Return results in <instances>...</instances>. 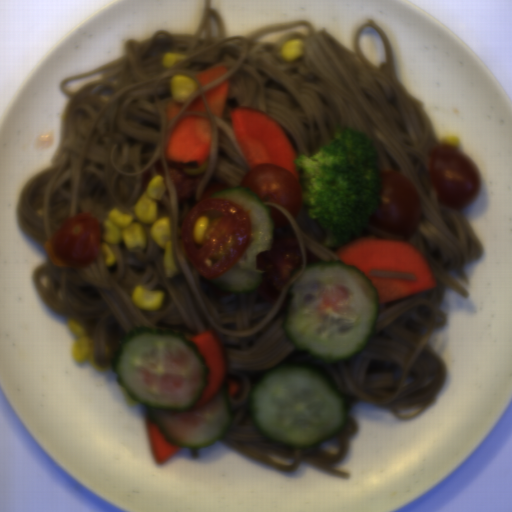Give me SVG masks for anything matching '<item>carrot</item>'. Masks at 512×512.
<instances>
[{
    "instance_id": "1",
    "label": "carrot",
    "mask_w": 512,
    "mask_h": 512,
    "mask_svg": "<svg viewBox=\"0 0 512 512\" xmlns=\"http://www.w3.org/2000/svg\"><path fill=\"white\" fill-rule=\"evenodd\" d=\"M336 255L345 264L365 272L377 289L380 304L437 286L431 263L406 241L366 236L339 249ZM376 268L413 274L418 281L375 277L370 271Z\"/></svg>"
},
{
    "instance_id": "2",
    "label": "carrot",
    "mask_w": 512,
    "mask_h": 512,
    "mask_svg": "<svg viewBox=\"0 0 512 512\" xmlns=\"http://www.w3.org/2000/svg\"><path fill=\"white\" fill-rule=\"evenodd\" d=\"M229 121L248 169L277 164L300 180L294 161L298 154L279 122L264 111L248 105L229 108Z\"/></svg>"
},
{
    "instance_id": "3",
    "label": "carrot",
    "mask_w": 512,
    "mask_h": 512,
    "mask_svg": "<svg viewBox=\"0 0 512 512\" xmlns=\"http://www.w3.org/2000/svg\"><path fill=\"white\" fill-rule=\"evenodd\" d=\"M209 118L185 115L173 127L165 148L166 162L182 169L200 168L211 152Z\"/></svg>"
},
{
    "instance_id": "4",
    "label": "carrot",
    "mask_w": 512,
    "mask_h": 512,
    "mask_svg": "<svg viewBox=\"0 0 512 512\" xmlns=\"http://www.w3.org/2000/svg\"><path fill=\"white\" fill-rule=\"evenodd\" d=\"M190 341L195 343L208 369L207 388L192 410H198L211 402L222 389L228 398L237 396L238 382L229 375L225 351L217 332L209 327L202 333L192 334Z\"/></svg>"
},
{
    "instance_id": "5",
    "label": "carrot",
    "mask_w": 512,
    "mask_h": 512,
    "mask_svg": "<svg viewBox=\"0 0 512 512\" xmlns=\"http://www.w3.org/2000/svg\"><path fill=\"white\" fill-rule=\"evenodd\" d=\"M145 426L156 463L168 461L180 450V446L169 444L163 439L157 425L148 417Z\"/></svg>"
},
{
    "instance_id": "6",
    "label": "carrot",
    "mask_w": 512,
    "mask_h": 512,
    "mask_svg": "<svg viewBox=\"0 0 512 512\" xmlns=\"http://www.w3.org/2000/svg\"><path fill=\"white\" fill-rule=\"evenodd\" d=\"M230 88V79L205 91V97L211 114L222 119Z\"/></svg>"
},
{
    "instance_id": "7",
    "label": "carrot",
    "mask_w": 512,
    "mask_h": 512,
    "mask_svg": "<svg viewBox=\"0 0 512 512\" xmlns=\"http://www.w3.org/2000/svg\"><path fill=\"white\" fill-rule=\"evenodd\" d=\"M228 68L227 66H216L213 68H209L205 71L200 72L196 75L200 85H205L210 83L211 81L215 80L225 72H227Z\"/></svg>"
},
{
    "instance_id": "8",
    "label": "carrot",
    "mask_w": 512,
    "mask_h": 512,
    "mask_svg": "<svg viewBox=\"0 0 512 512\" xmlns=\"http://www.w3.org/2000/svg\"><path fill=\"white\" fill-rule=\"evenodd\" d=\"M44 249H45V253L49 259V261L52 262L53 265H55L56 267H69V266H72L70 262H68L67 260H62L60 258L57 257V255L55 254L52 246H51V241H47L45 244H44Z\"/></svg>"
},
{
    "instance_id": "9",
    "label": "carrot",
    "mask_w": 512,
    "mask_h": 512,
    "mask_svg": "<svg viewBox=\"0 0 512 512\" xmlns=\"http://www.w3.org/2000/svg\"><path fill=\"white\" fill-rule=\"evenodd\" d=\"M183 102L173 101L167 106V120L176 117L182 110Z\"/></svg>"
},
{
    "instance_id": "10",
    "label": "carrot",
    "mask_w": 512,
    "mask_h": 512,
    "mask_svg": "<svg viewBox=\"0 0 512 512\" xmlns=\"http://www.w3.org/2000/svg\"><path fill=\"white\" fill-rule=\"evenodd\" d=\"M197 112H206L201 95L193 100V102L186 108Z\"/></svg>"
}]
</instances>
